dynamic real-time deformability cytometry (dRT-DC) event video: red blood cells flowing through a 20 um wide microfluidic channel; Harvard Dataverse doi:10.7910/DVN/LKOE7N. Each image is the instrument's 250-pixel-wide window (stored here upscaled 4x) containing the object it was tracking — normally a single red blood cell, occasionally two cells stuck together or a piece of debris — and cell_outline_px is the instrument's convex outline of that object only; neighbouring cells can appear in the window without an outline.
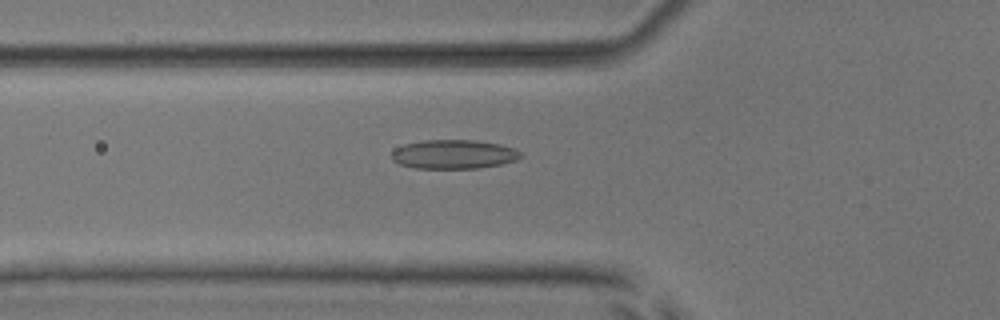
{"species": "common noctule bat (a hibernating species)", "species_latin": "Nyctalus noctula", "temperature_condition": "room temperature", "stored_images_in_passage": 39, "camera_frame_rate_fps": 3000, "um_per_image_px": 0.085, "animal": {"sex": "male", "body_mass_g": 17.9, "forearm_length_mm": 54.2}, "frame": {"image": 1, "passage_image": 11, "time_ms": 3.333, "image_size_px": [1000, 320], "cell_outline_px": [[524, 156], [516, 160], [500, 164], [480, 168], [416, 168], [400, 164], [392, 160], [392, 152], [396, 148], [404, 144], [424, 140], [476, 140], [500, 144], [516, 148]], "centroid_in_image_um": [38.6, 13.11], "position_along_channel_um": 87.2, "area_um2": 21.91}}
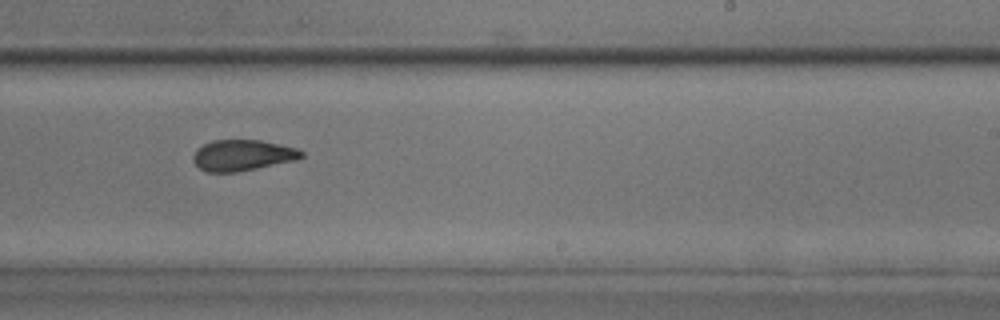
{"frame": {"image": 2, "passage_image": 25, "time_ms": 8.0, "image_size_px": [1000, 320], "cell_outline_px": [[304, 156], [296, 160], [236, 172], [204, 172], [192, 160], [192, 156], [196, 148], [212, 140], [260, 140], [296, 148], [304, 152]], "centroid_in_image_um": [20.58, 13.19], "position_along_channel_um": 268.4, "area_um2": 19.54}}
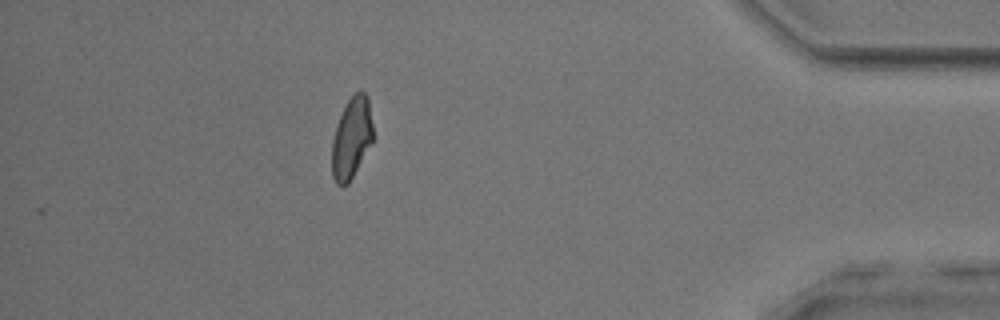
{"frame": {"image": 3, "passage_image": 39, "time_ms": 12.667, "image_size_px": [1000, 320], "cell_outline_px": [[372, 144], [348, 184], [340, 188], [336, 184], [332, 176], [332, 140], [340, 116], [348, 100], [356, 92], [364, 92], [368, 96], [372, 124]], "centroid_in_image_um": [29.88, 11.78], "position_along_channel_um": 405.3, "area_um2": 19.36}, "authors_computed_cell_mechanics": {"area_um2": 20.519, "velocity_mm_per_s": 3.8868, "shape_relaxation_time_tau1_ms": 7.2128, "shape_relaxation_time_tau2_ms": 2.1137, "deformation_change_tau1": 0.1526, "deformation_change_tau2": 0.0817}}